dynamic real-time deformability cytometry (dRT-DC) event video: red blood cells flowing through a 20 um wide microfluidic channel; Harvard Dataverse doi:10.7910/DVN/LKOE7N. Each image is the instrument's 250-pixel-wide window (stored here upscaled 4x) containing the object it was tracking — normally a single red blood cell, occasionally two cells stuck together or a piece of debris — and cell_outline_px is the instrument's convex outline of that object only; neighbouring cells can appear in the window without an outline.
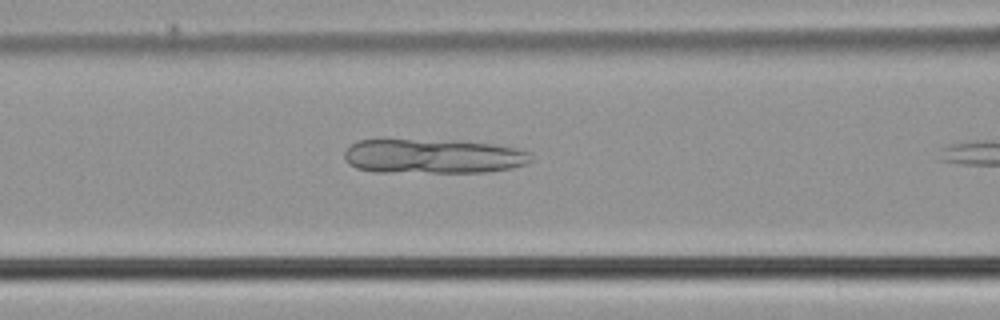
{"species": "common noctule bat (a hibernating species)", "species_latin": "Nyctalus noctula", "temperature_condition": "cold", "stored_images_in_passage": 8, "camera_frame_rate_fps": 3000, "um_per_image_px": 0.085, "animal": {"sex": "male", "body_mass_g": 21.5, "forearm_length_mm": 52.0}, "frame": {"image": 1, "passage_image": 7, "time_ms": 2.0, "image_size_px": [1000, 320], "cell_outline_px": [[532, 160], [524, 164], [512, 168], [484, 172], [376, 172], [356, 168], [348, 164], [344, 160], [344, 152], [352, 144], [360, 140], [408, 140], [492, 144], [520, 148], [532, 152]], "centroid_in_image_um": [36.81, 13.3], "position_along_channel_um": 129.8, "area_um2": 37.17}}